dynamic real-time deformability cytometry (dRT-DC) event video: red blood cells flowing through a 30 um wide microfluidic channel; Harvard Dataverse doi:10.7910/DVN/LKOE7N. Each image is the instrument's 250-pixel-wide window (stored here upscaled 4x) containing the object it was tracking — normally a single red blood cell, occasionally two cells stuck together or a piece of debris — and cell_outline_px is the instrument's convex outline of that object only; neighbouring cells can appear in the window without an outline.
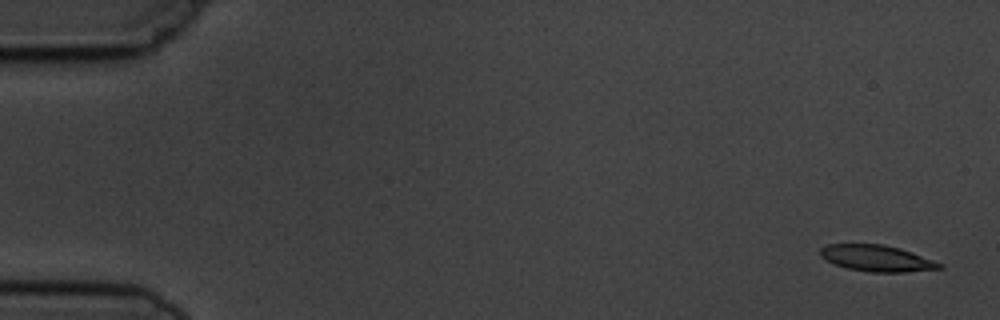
{"species": "common noctule bat (a hibernating species)", "species_latin": "Nyctalus noctula", "temperature_condition": "cold", "stored_images_in_passage": 6, "camera_frame_rate_fps": 3000, "um_per_image_px": 0.085, "animal": {"sex": "male", "body_mass_g": 19.5, "forearm_length_mm": 54.6}, "frame": {"image": 1, "passage_image": 1, "time_ms": 0.0, "image_size_px": [1000, 320], "cell_outline_px": [[944, 268], [904, 272], [868, 272], [848, 268], [836, 264], [820, 256], [820, 248], [824, 244], [884, 244], [900, 248], [912, 252], [944, 264]], "centroid_in_image_um": [74.54, 21.94], "position_along_channel_um": 10.5, "area_um2": 18.26}}